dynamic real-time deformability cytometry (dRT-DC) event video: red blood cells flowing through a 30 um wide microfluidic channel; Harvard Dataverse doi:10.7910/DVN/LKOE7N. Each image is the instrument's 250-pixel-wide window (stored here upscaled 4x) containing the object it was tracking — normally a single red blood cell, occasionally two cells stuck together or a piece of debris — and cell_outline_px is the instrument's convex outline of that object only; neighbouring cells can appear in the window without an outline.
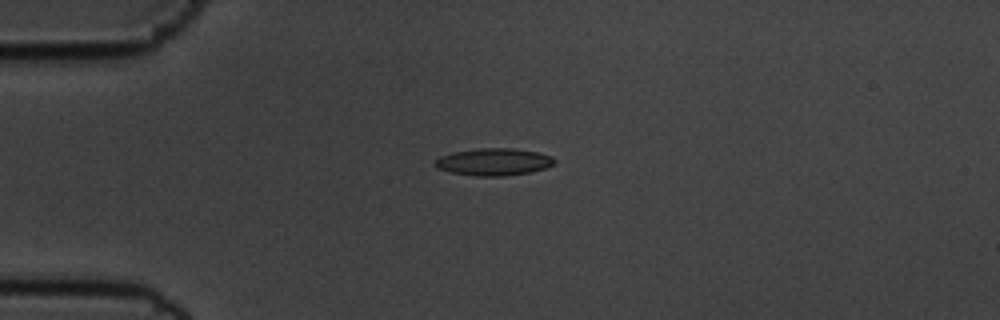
{"species": "common noctule bat (a hibernating species)", "species_latin": "Nyctalus noctula", "temperature_condition": "cold", "stored_images_in_passage": 38, "camera_frame_rate_fps": 3000, "um_per_image_px": 0.085, "animal": {"sex": "male", "body_mass_g": 19.5, "forearm_length_mm": 54.6}, "frame": {"image": 1, "passage_image": 2, "time_ms": 0.333, "image_size_px": [1000, 320], "cell_outline_px": [[556, 160], [552, 164], [544, 168], [532, 172], [504, 176], [476, 176], [448, 172], [436, 168], [432, 164], [440, 156], [452, 152], [476, 148], [512, 148], [536, 152], [552, 156]], "centroid_in_image_um": [41.91, 13.76], "position_along_channel_um": 43.1, "area_um2": 19.07}}
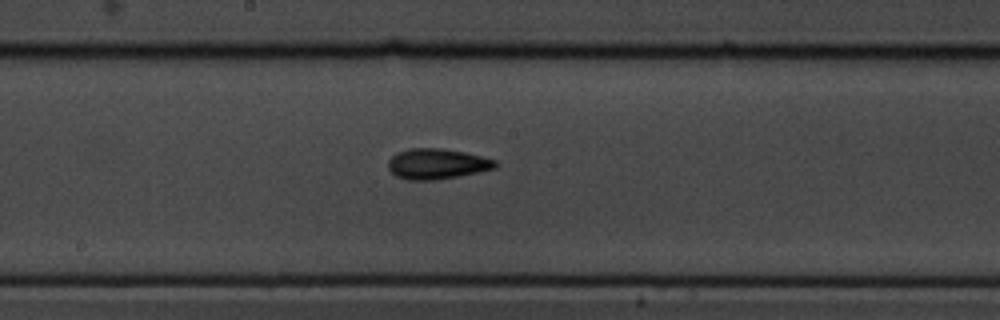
{"frame": {"image": 2, "passage_image": 18, "time_ms": 5.667, "image_size_px": [1000, 320], "cell_outline_px": [[496, 168], [436, 180], [408, 180], [396, 176], [388, 168], [388, 160], [396, 152], [412, 148], [440, 148], [464, 152], [496, 160]], "centroid_in_image_um": [37.1, 13.92], "position_along_channel_um": 211.1, "area_um2": 18.84}}
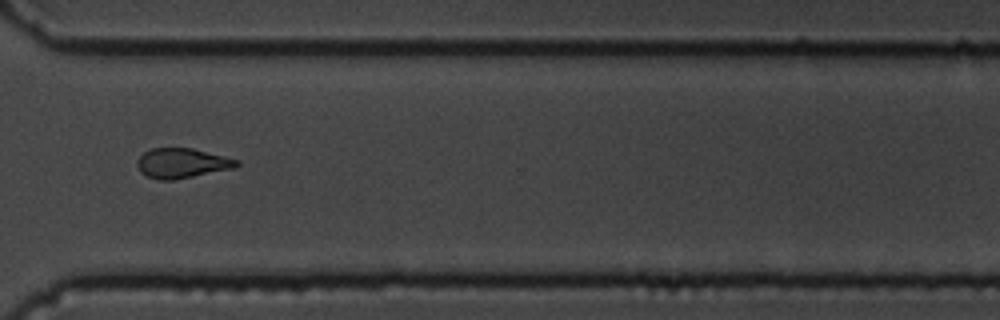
{"frame": {"image": 3, "passage_image": 30, "time_ms": 9.667, "image_size_px": [1000, 320], "cell_outline_px": [[240, 164], [236, 168], [172, 180], [160, 180], [148, 176], [140, 172], [136, 164], [136, 160], [144, 152], [152, 148], [192, 148], [240, 160]], "centroid_in_image_um": [15.48, 13.87], "position_along_channel_um": 355.1, "area_um2": 17.34}, "authors_computed_cell_mechanics": {"area_um2": 18.3226, "velocity_mm_per_s": 3.6156, "shape_relaxation_time_tau1_ms": 3.4375, "shape_relaxation_time_tau2_ms": 3.827, "deformation_change_tau1": 0.0998, "deformation_change_tau2": 0.1179}}